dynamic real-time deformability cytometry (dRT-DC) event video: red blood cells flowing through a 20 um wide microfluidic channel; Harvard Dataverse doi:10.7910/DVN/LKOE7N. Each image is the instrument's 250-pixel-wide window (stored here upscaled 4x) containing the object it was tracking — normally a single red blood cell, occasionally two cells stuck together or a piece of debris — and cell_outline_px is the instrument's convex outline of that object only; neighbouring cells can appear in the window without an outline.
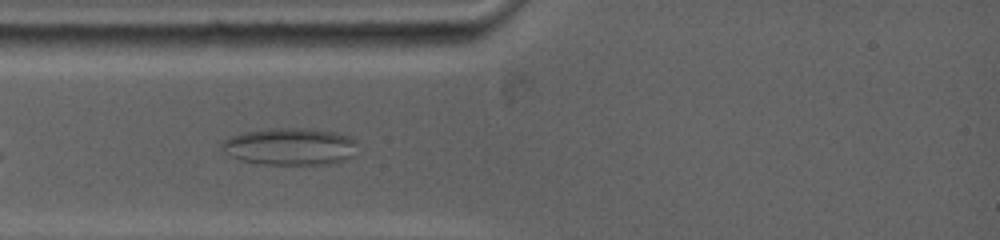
{"species": "common noctule bat (a hibernating species)", "species_latin": "Nyctalus noctula", "temperature_condition": "warm", "stored_images_in_passage": 34, "camera_frame_rate_fps": 5000, "um_per_image_px": 0.085, "animal": {"sex": "female", "body_mass_g": 19.0, "forearm_length_mm": 53.3}, "frame": {"image": 1, "passage_image": 5, "time_ms": 1.4, "image_size_px": [1000, 240], "cell_outline_px": [[356, 156], [332, 164], [264, 164], [240, 160], [224, 152], [220, 148], [220, 144], [224, 140], [232, 136], [244, 132], [280, 128], [308, 128], [336, 132], [348, 136], [356, 140]], "centroid_in_image_um": [24.7, 12.46], "position_along_channel_um": 60.3, "area_um2": 29.48}}
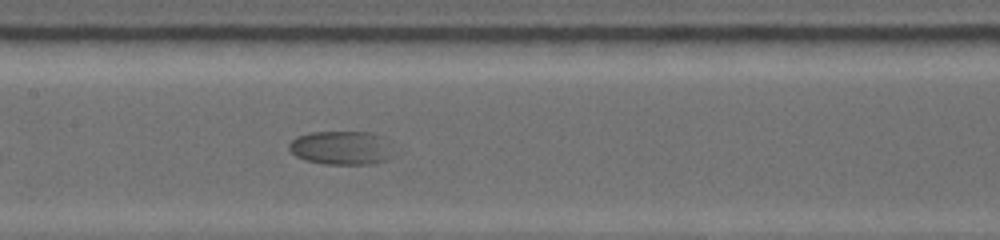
{"frame": {"image": 2, "passage_image": 14, "time_ms": 4.6, "image_size_px": [1000, 240], "cell_outline_px": [[396, 156], [388, 160], [372, 164], [324, 164], [304, 160], [296, 156], [288, 148], [288, 144], [296, 136], [312, 132], [372, 132], [384, 136]], "centroid_in_image_um": [29.06, 12.57], "position_along_channel_um": 178.3, "area_um2": 20.98}}
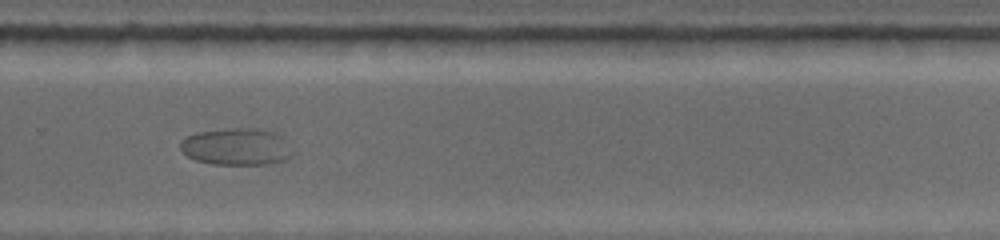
{"frame": {"image": 3, "passage_image": 25, "time_ms": 8.2, "image_size_px": [1000, 240], "cell_outline_px": [[296, 152], [292, 156], [284, 160], [268, 164], [212, 164], [196, 160], [188, 156], [180, 148], [180, 144], [188, 136], [196, 132], [228, 128], [252, 128], [276, 132], [288, 140]], "centroid_in_image_um": [20.19, 12.46], "position_along_channel_um": 309.6, "area_um2": 24.45}}